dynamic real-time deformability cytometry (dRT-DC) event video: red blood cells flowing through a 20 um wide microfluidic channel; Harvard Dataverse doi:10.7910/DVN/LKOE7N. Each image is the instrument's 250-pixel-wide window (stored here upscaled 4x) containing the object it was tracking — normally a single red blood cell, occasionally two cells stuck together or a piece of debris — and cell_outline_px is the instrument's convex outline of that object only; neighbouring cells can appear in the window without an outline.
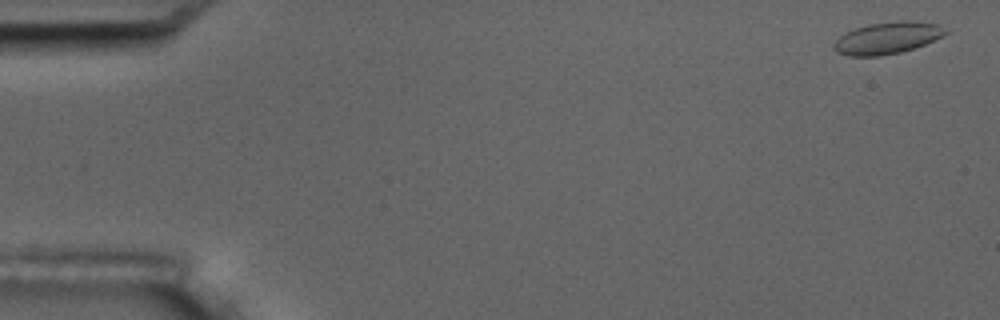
{"species": "common noctule bat (a hibernating species)", "species_latin": "Nyctalus noctula", "temperature_condition": "room temperature", "stored_images_in_passage": 5, "camera_frame_rate_fps": 3000, "um_per_image_px": 0.085, "animal": {"sex": "male", "body_mass_g": 17.5, "forearm_length_mm": 52.3}, "frame": {"image": 1, "passage_image": 1, "time_ms": 0.0, "image_size_px": [1000, 320], "cell_outline_px": [[948, 32], [944, 36], [924, 44], [900, 52], [880, 56], [848, 56], [836, 52], [832, 48], [836, 40], [844, 32], [868, 24], [900, 20], [908, 20], [940, 24]], "centroid_in_image_um": [75.41, 3.22], "position_along_channel_um": 9.6, "area_um2": 20.81}}
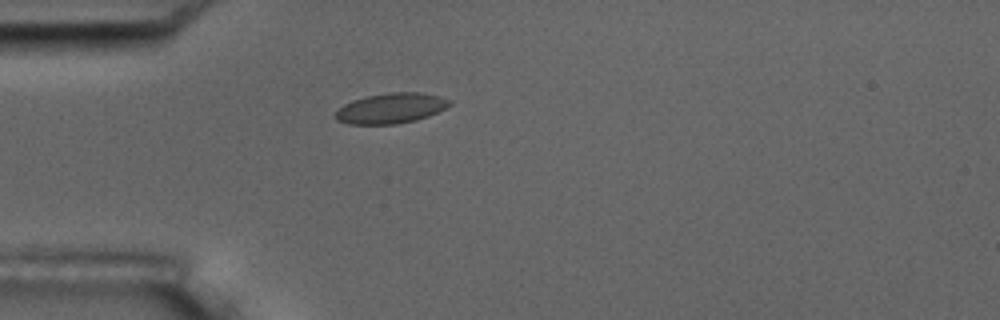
{"frame": {"image": 2, "passage_image": 5, "time_ms": 4.667, "image_size_px": [1000, 320], "cell_outline_px": [[452, 104], [428, 116], [416, 120], [396, 124], [348, 124], [336, 120], [332, 116], [344, 104], [352, 100], [368, 96], [392, 92], [420, 92], [440, 96], [452, 100]], "centroid_in_image_um": [33.22, 9.2], "position_along_channel_um": 51.8, "area_um2": 20.17}}